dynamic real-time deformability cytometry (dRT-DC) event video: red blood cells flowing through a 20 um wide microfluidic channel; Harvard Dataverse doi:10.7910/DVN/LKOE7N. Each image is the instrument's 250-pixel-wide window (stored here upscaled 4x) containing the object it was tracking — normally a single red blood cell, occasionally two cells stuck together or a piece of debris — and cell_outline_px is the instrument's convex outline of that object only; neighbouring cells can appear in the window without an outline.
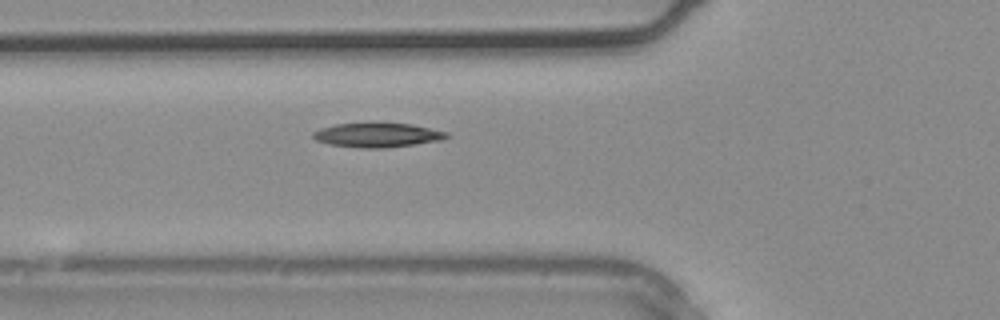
{"species": "common noctule bat (a hibernating species)", "species_latin": "Nyctalus noctula", "temperature_condition": "warm", "stored_images_in_passage": 2, "camera_frame_rate_fps": 3000, "um_per_image_px": 0.085, "animal": {"sex": "male", "body_mass_g": 20.4}, "frame": {"image": 1, "passage_image": 2, "time_ms": 0.333, "image_size_px": [1000, 320], "cell_outline_px": [[452, 136], [440, 140], [384, 148], [360, 148], [332, 144], [316, 140], [312, 136], [312, 132], [320, 128], [336, 124], [412, 124], [448, 132]], "centroid_in_image_um": [32.09, 11.48], "position_along_channel_um": 93.7, "area_um2": 18.5}}